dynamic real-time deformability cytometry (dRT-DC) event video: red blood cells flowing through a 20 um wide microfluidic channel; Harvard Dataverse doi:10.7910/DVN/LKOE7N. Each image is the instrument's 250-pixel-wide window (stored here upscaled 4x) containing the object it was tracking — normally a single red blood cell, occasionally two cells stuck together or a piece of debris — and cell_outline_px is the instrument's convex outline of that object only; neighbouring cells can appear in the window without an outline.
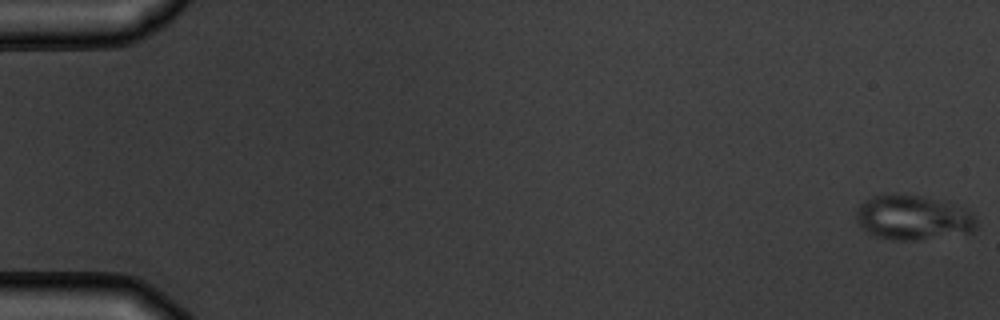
{"species": "common noctule bat (a hibernating species)", "species_latin": "Nyctalus noctula", "temperature_condition": "warm", "stored_images_in_passage": 5, "camera_frame_rate_fps": 3000, "um_per_image_px": 0.085, "animal": {"sex": "male", "body_mass_g": 19.5, "forearm_length_mm": 54.6}, "frame": {"image": 1, "passage_image": 1, "time_ms": 0.0, "image_size_px": [1000, 320], "cell_outline_px": [[976, 228], [972, 232], [912, 240], [892, 240], [876, 236], [860, 228], [856, 220], [856, 212], [860, 204], [872, 196], [892, 192], [920, 196], [952, 204], [964, 208], [972, 212], [976, 216]], "centroid_in_image_um": [77.57, 18.48], "position_along_channel_um": 7.4, "area_um2": 31.39}}